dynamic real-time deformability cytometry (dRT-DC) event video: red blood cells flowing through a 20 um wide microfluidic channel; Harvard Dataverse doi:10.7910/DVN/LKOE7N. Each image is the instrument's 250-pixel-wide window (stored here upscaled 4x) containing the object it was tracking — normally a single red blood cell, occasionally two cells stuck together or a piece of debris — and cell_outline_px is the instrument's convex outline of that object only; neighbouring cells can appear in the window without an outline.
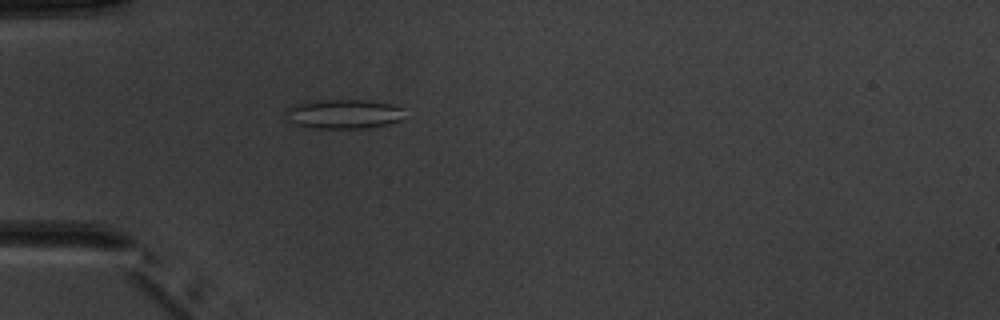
{"species": "common noctule bat (a hibernating species)", "species_latin": "Nyctalus noctula", "temperature_condition": "warm", "stored_images_in_passage": 5, "camera_frame_rate_fps": 3000, "um_per_image_px": 0.085, "animal": {"sex": "male", "body_mass_g": 20.1, "forearm_length_mm": 53.5}, "frame": {"image": 1, "passage_image": 5, "time_ms": 4.667, "image_size_px": [1000, 320], "cell_outline_px": [[404, 108], [400, 120], [388, 124], [368, 128], [308, 128], [296, 124], [288, 120], [284, 112], [288, 108], [296, 104], [308, 100], [364, 100], [392, 104]], "centroid_in_image_um": [29.17, 9.68], "position_along_channel_um": 55.8, "area_um2": 20.46}}